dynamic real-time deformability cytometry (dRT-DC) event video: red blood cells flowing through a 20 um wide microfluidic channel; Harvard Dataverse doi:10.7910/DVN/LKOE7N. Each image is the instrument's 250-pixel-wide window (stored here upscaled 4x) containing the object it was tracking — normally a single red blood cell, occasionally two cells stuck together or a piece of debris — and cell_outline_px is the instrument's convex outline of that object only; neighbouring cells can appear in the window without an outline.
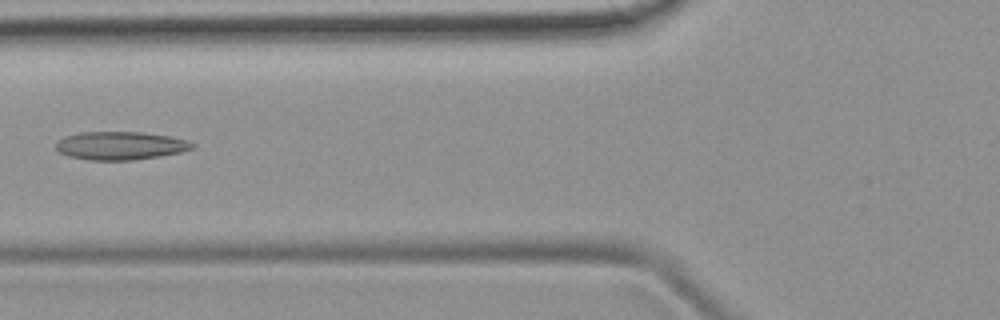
{"species": "common noctule bat (a hibernating species)", "species_latin": "Nyctalus noctula", "temperature_condition": "room temperature", "stored_images_in_passage": 7, "camera_frame_rate_fps": 3000, "um_per_image_px": 0.085, "animal": {"sex": "female", "body_mass_g": 19.9}, "frame": {"image": 1, "passage_image": 7, "time_ms": 6.667, "image_size_px": [1000, 320], "cell_outline_px": [[196, 144], [192, 148], [180, 152], [160, 156], [132, 160], [88, 160], [68, 156], [60, 152], [56, 148], [56, 144], [64, 136], [80, 132], [140, 132], [168, 136], [188, 140]], "centroid_in_image_um": [10.23, 12.38], "position_along_channel_um": 115.6, "area_um2": 22.31}}